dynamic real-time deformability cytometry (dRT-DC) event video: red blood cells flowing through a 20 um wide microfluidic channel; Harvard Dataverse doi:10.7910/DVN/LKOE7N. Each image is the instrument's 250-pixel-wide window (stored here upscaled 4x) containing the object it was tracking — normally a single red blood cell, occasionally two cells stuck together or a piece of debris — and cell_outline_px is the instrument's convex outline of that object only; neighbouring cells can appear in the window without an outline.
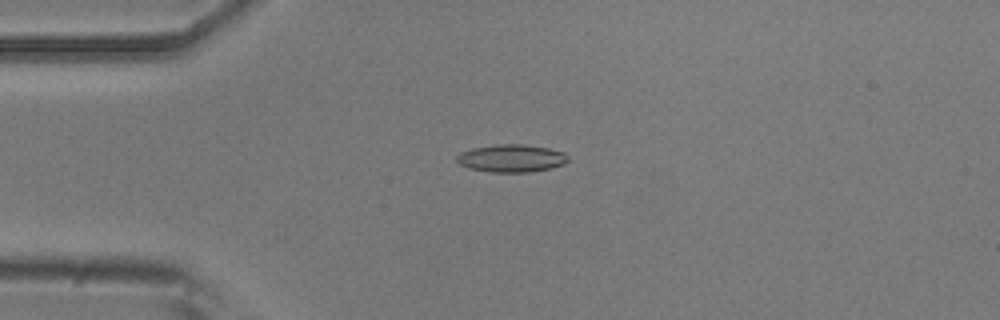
{"species": "common noctule bat (a hibernating species)", "species_latin": "Nyctalus noctula", "temperature_condition": "room temperature", "stored_images_in_passage": 47, "camera_frame_rate_fps": 3000, "um_per_image_px": 0.085, "animal": {"sex": "male", "body_mass_g": 20.5, "forearm_length_mm": 52.5}, "frame": {"image": 1, "passage_image": 7, "time_ms": 2.0, "image_size_px": [1000, 320], "cell_outline_px": [[568, 160], [564, 164], [548, 168], [528, 172], [492, 172], [468, 168], [460, 164], [456, 160], [456, 156], [460, 152], [472, 148], [500, 144], [524, 144], [548, 148], [564, 152], [568, 156]], "centroid_in_image_um": [43.45, 13.45], "position_along_channel_um": 41.5, "area_um2": 17.86}}
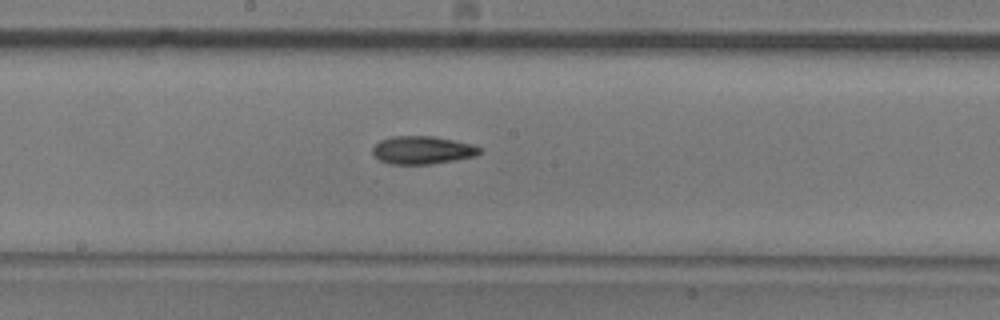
{"frame": {"image": 2, "passage_image": 22, "time_ms": 7.0, "image_size_px": [1000, 320], "cell_outline_px": [[480, 152], [476, 156], [456, 160], [432, 164], [392, 164], [380, 160], [372, 152], [372, 148], [380, 140], [392, 136], [432, 136], [472, 144], [480, 148]], "centroid_in_image_um": [35.9, 12.76], "position_along_channel_um": 212.3, "area_um2": 17.34}}
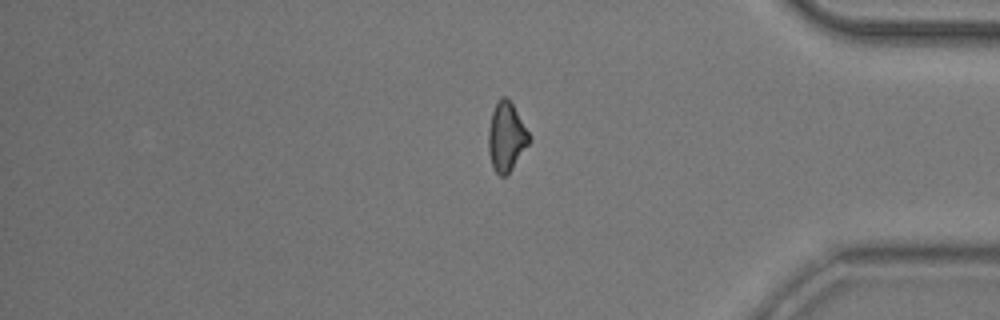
{"frame": {"image": 3, "passage_image": 38, "time_ms": 12.333, "image_size_px": [1000, 320], "cell_outline_px": [[532, 140], [512, 168], [504, 176], [500, 176], [492, 168], [488, 152], [488, 132], [492, 112], [500, 96], [508, 96], [532, 136]], "centroid_in_image_um": [43.05, 11.61], "position_along_channel_um": 392.1, "area_um2": 16.65}, "authors_computed_cell_mechanics": {"area_um2": 17.051, "velocity_mm_per_s": 3.8364, "shape_relaxation_time_tau1_ms": 7.8069, "shape_relaxation_time_tau2_ms": 6.5513, "deformation_change_tau1": 0.1745, "deformation_change_tau2": 0.1556}}